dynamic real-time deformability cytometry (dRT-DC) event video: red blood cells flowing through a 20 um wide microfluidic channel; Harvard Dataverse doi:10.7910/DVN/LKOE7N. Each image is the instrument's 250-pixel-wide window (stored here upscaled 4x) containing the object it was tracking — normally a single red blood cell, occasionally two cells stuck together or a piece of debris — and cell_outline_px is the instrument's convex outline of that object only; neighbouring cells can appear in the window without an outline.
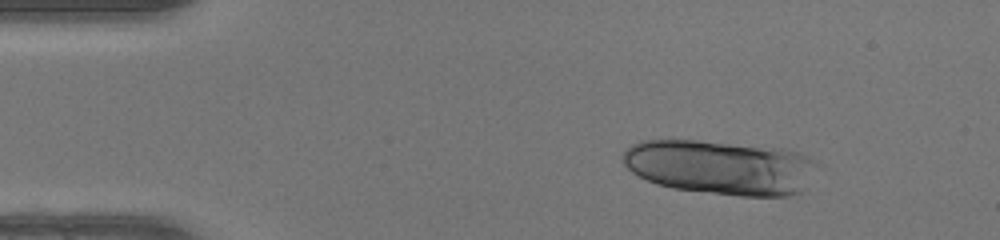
{"species": "human", "species_latin": "Homo sapiens", "temperature_condition": "warm", "stored_images_in_passage": 29, "segment_of_instrument_passage": [1, 2], "camera_frame_rate_fps": 3000, "um_per_image_px": 0.085, "donor": {"sex": "female"}, "frame": {"image": 1, "passage_image": 6, "time_ms": 1.667, "image_size_px": [1000, 240], "cell_outline_px": [[816, 164], [800, 192], [788, 196], [740, 196], [672, 188], [656, 184], [632, 172], [624, 164], [624, 152], [632, 144], [640, 140], [696, 140], [784, 148], [800, 152], [808, 156]], "centroid_in_image_um": [61.22, 14.2], "position_along_channel_um": 23.8, "area_um2": 61.33}}